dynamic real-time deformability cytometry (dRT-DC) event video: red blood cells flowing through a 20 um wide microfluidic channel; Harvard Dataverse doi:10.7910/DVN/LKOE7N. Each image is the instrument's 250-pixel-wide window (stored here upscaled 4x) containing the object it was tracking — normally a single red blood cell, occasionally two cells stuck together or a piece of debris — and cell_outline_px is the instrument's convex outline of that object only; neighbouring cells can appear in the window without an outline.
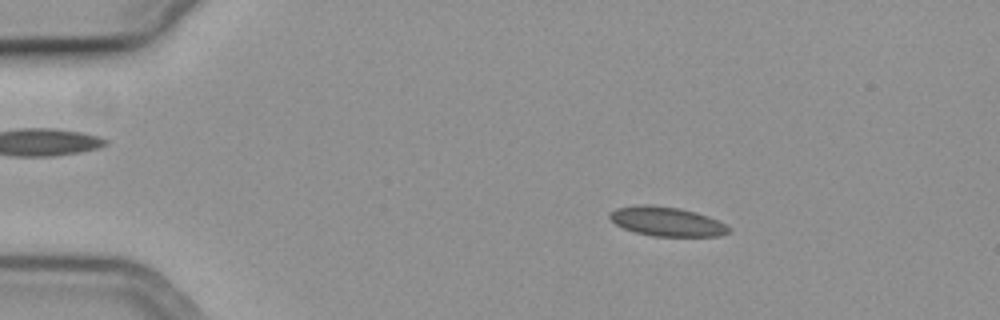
{"species": "common noctule bat (a hibernating species)", "species_latin": "Nyctalus noctula", "temperature_condition": "cold", "stored_images_in_passage": 57, "camera_frame_rate_fps": 3000, "um_per_image_px": 0.085, "animal": {"sex": "female", "body_mass_g": 19.3, "forearm_length_mm": 54.1}, "frame": {"image": 1, "passage_image": 11, "time_ms": 3.333, "image_size_px": [1000, 320], "cell_outline_px": [[728, 232], [720, 236], [652, 236], [636, 232], [624, 228], [616, 224], [608, 216], [616, 208], [644, 204], [652, 204], [680, 208], [696, 212], [708, 216], [724, 224], [728, 228]], "centroid_in_image_um": [56.66, 18.82], "position_along_channel_um": 28.3, "area_um2": 20.06}}
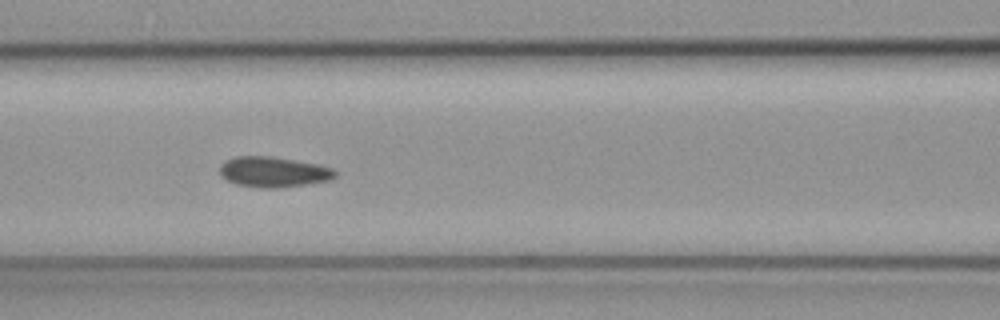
{"frame": {"image": 2, "passage_image": 26, "time_ms": 8.333, "image_size_px": [1000, 320], "cell_outline_px": [[336, 176], [332, 180], [276, 188], [260, 188], [236, 184], [228, 180], [220, 172], [220, 164], [236, 156], [272, 156], [316, 164], [332, 168], [336, 172]], "centroid_in_image_um": [23.25, 14.61], "position_along_channel_um": 143.3, "area_um2": 20.23}}
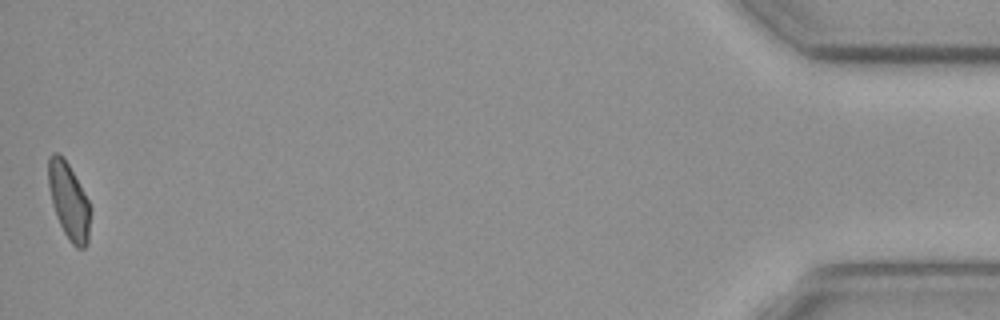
{"frame": {"image": 3, "passage_image": 57, "time_ms": 18.667, "image_size_px": [1000, 320], "cell_outline_px": [[92, 212], [88, 244], [84, 248], [76, 248], [72, 244], [64, 232], [56, 216], [52, 204], [48, 184], [48, 156], [52, 152], [56, 152], [64, 156], [88, 200], [92, 208]], "centroid_in_image_um": [5.87, 17.09], "position_along_channel_um": 429.3, "area_um2": 19.02}, "authors_computed_cell_mechanics": {"area_um2": 20.1144, "velocity_mm_per_s": 3.7056, "shape_relaxation_time_tau1_ms": null, "shape_relaxation_time_tau2_ms": 3.1153, "deformation_change_tau1": null, "deformation_change_tau2": 0.0584}}